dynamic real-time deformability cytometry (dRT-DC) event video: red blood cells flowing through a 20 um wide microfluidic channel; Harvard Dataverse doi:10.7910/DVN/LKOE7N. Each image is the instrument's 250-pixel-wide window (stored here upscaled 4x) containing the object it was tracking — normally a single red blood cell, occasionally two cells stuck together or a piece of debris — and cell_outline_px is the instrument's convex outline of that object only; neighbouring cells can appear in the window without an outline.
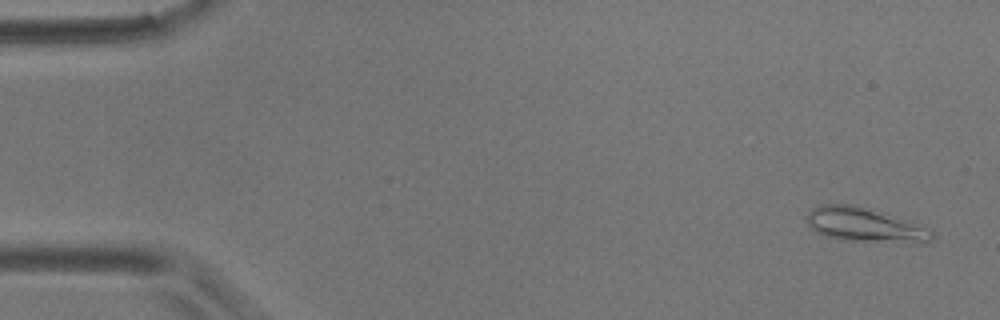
{"species": "common noctule bat (a hibernating species)", "species_latin": "Nyctalus noctula", "temperature_condition": "room temperature", "stored_images_in_passage": 6, "camera_frame_rate_fps": 3000, "um_per_image_px": 0.085, "animal": {"sex": "male", "body_mass_g": 17.9}, "frame": {"image": 1, "passage_image": 1, "time_ms": 0.0, "image_size_px": [1000, 320], "cell_outline_px": [[936, 236], [932, 240], [924, 244], [904, 244], [836, 240], [824, 236], [816, 232], [808, 224], [804, 216], [812, 208], [820, 204], [856, 204], [896, 216], [932, 228]], "centroid_in_image_um": [73.59, 19.15], "position_along_channel_um": 11.4, "area_um2": 26.36}}
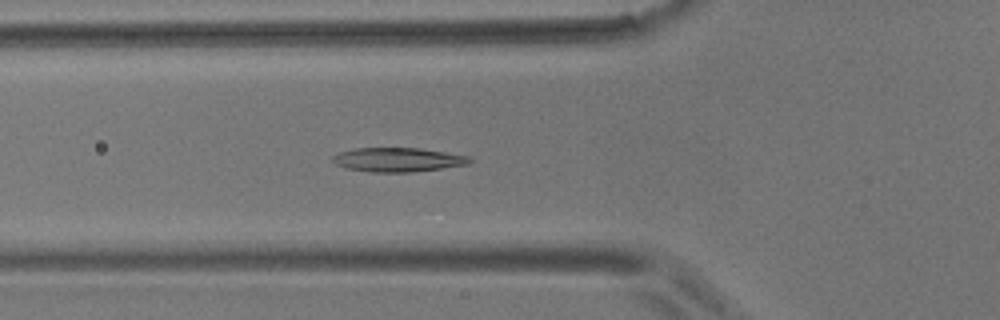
{"frame": {"image": 2, "passage_image": 6, "time_ms": 5.667, "image_size_px": [1000, 320], "cell_outline_px": [[472, 160], [468, 164], [412, 172], [372, 172], [348, 168], [336, 164], [332, 160], [332, 156], [340, 152], [356, 148], [420, 148], [468, 156]], "centroid_in_image_um": [33.8, 13.57], "position_along_channel_um": 92.0, "area_um2": 18.96}}